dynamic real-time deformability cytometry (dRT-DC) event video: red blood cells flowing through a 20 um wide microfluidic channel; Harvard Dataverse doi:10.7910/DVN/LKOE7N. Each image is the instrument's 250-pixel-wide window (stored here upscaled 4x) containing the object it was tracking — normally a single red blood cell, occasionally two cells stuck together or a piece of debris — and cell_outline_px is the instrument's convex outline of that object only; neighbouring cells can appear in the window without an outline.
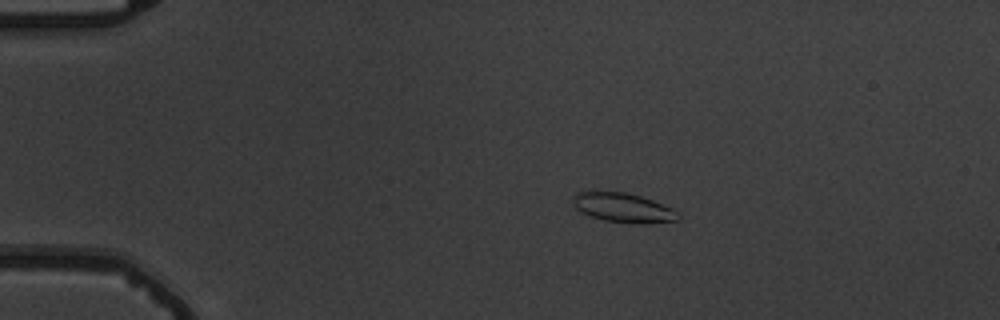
{"species": "common noctule bat (a hibernating species)", "species_latin": "Nyctalus noctula", "temperature_condition": "warm", "stored_images_in_passage": 5, "camera_frame_rate_fps": 3000, "um_per_image_px": 0.085, "animal": {"sex": "male", "body_mass_g": 19.5, "forearm_length_mm": 54.6}, "frame": {"image": 1, "passage_image": 2, "time_ms": 1.333, "image_size_px": [1000, 320], "cell_outline_px": [[680, 220], [644, 224], [640, 224], [604, 220], [580, 212], [572, 204], [572, 196], [576, 192], [624, 192], [640, 196], [652, 200], [672, 208], [680, 212]], "centroid_in_image_um": [52.99, 17.66], "position_along_channel_um": 32.0, "area_um2": 18.03}}